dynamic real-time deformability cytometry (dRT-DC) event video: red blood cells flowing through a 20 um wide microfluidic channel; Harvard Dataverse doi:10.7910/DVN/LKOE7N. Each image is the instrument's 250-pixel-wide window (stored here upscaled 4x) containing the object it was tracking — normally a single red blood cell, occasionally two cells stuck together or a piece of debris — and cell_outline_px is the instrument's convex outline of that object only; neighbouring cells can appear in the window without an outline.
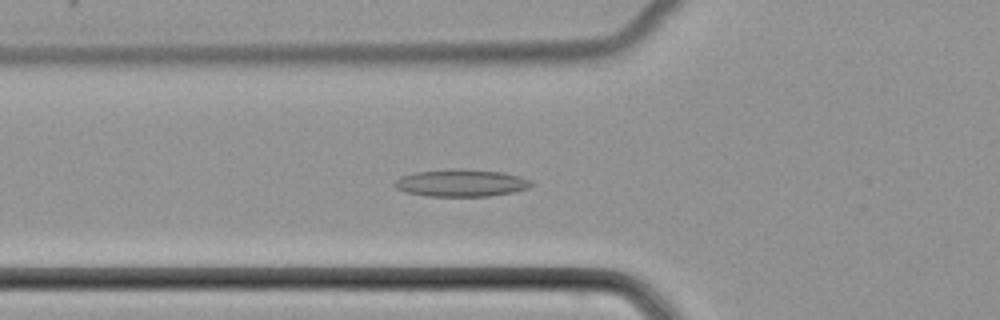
{"species": "common noctule bat (a hibernating species)", "species_latin": "Nyctalus noctula", "temperature_condition": "cold", "stored_images_in_passage": 49, "camera_frame_rate_fps": 3000, "um_per_image_px": 0.085, "animal": {"sex": "female", "body_mass_g": 22.7, "forearm_length_mm": 54.2}, "frame": {"image": 1, "passage_image": 16, "time_ms": 5.0, "image_size_px": [1000, 320], "cell_outline_px": [[532, 184], [528, 188], [512, 192], [488, 196], [424, 196], [404, 192], [396, 188], [392, 184], [400, 176], [416, 172], [500, 172], [520, 176], [528, 180]], "centroid_in_image_um": [39.14, 15.62], "position_along_channel_um": 86.7, "area_um2": 20.4}}
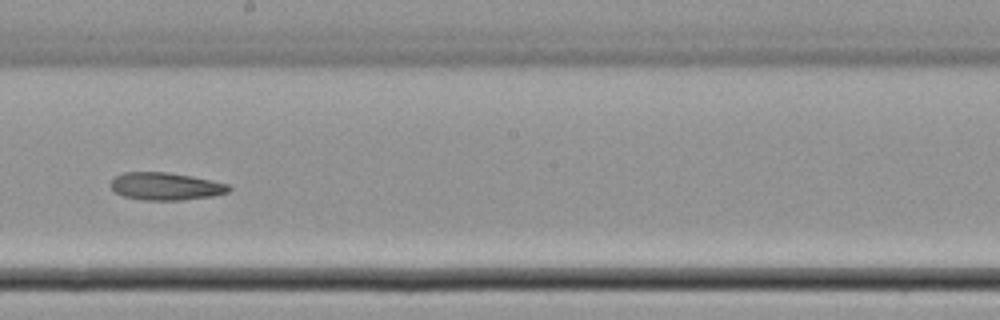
{"frame": {"image": 2, "passage_image": 27, "time_ms": 8.667, "image_size_px": [1000, 320], "cell_outline_px": [[232, 188], [228, 192], [212, 196], [184, 200], [144, 200], [124, 196], [116, 192], [108, 184], [116, 176], [124, 172], [168, 172], [192, 176], [212, 180], [228, 184]], "centroid_in_image_um": [14.09, 15.83], "position_along_channel_um": 234.1, "area_um2": 19.02}}
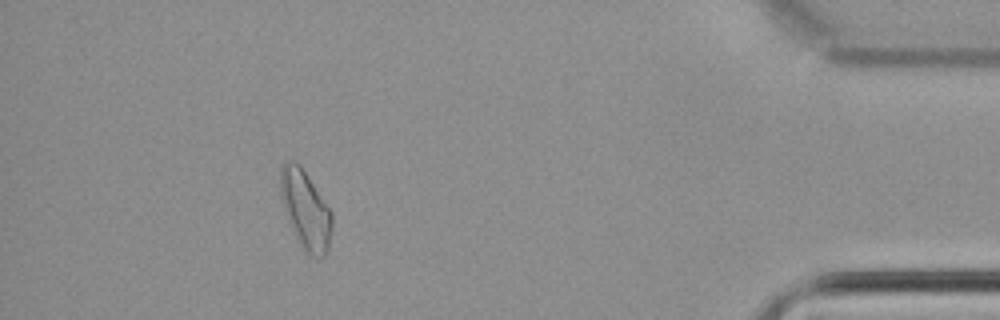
{"frame": {"image": 3, "passage_image": 44, "time_ms": 14.333, "image_size_px": [1000, 320], "cell_outline_px": [[332, 228], [328, 252], [324, 256], [312, 256], [304, 252], [288, 220], [280, 196], [280, 168], [288, 160], [292, 160], [300, 164], [332, 212]], "centroid_in_image_um": [25.97, 17.82], "position_along_channel_um": 409.2, "area_um2": 23.52}}